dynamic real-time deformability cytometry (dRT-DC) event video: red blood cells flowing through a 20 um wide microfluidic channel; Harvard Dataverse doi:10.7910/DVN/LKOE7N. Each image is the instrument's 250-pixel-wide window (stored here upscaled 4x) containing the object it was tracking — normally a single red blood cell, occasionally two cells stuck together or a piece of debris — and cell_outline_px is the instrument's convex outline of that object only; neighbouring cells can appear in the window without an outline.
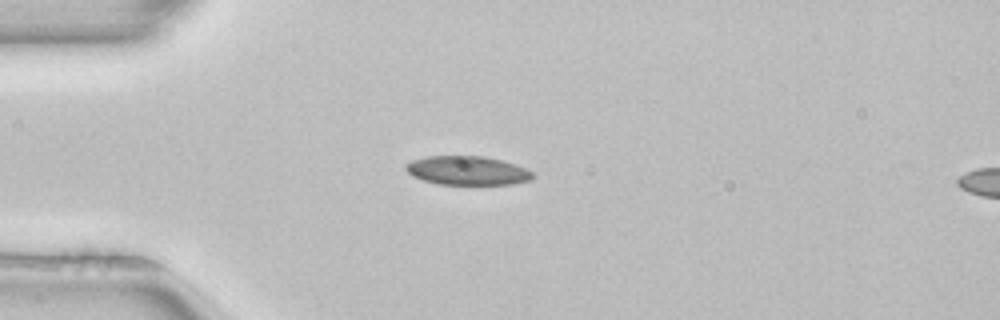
{"species": "common noctule bat (a hibernating species)", "species_latin": "Nyctalus noctula", "temperature_condition": "room temperature", "stored_images_in_passage": 39, "camera_frame_rate_fps": 3000, "um_per_image_px": 0.085, "animal": {"sex": "female", "body_mass_g": 22.7, "forearm_length_mm": 54.2}, "frame": {"image": 1, "passage_image": 1, "time_ms": 0.0, "image_size_px": [1000, 320], "cell_outline_px": [[536, 176], [532, 180], [512, 184], [436, 184], [412, 176], [404, 168], [404, 164], [412, 160], [428, 156], [484, 156], [500, 160], [524, 168], [532, 172]], "centroid_in_image_um": [39.7, 14.5], "position_along_channel_um": 45.3, "area_um2": 21.33}}
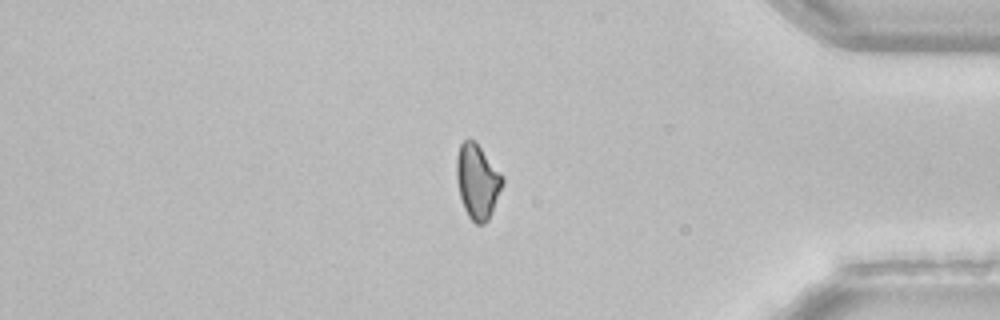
{"frame": {"image": 2, "passage_image": 31, "time_ms": 10.0, "image_size_px": [1000, 320], "cell_outline_px": [[504, 184], [492, 212], [488, 220], [484, 224], [476, 224], [468, 216], [464, 208], [460, 196], [456, 180], [456, 156], [460, 144], [468, 136], [476, 140], [504, 176]], "centroid_in_image_um": [40.59, 15.37], "position_along_channel_um": 394.6, "area_um2": 20.52}}
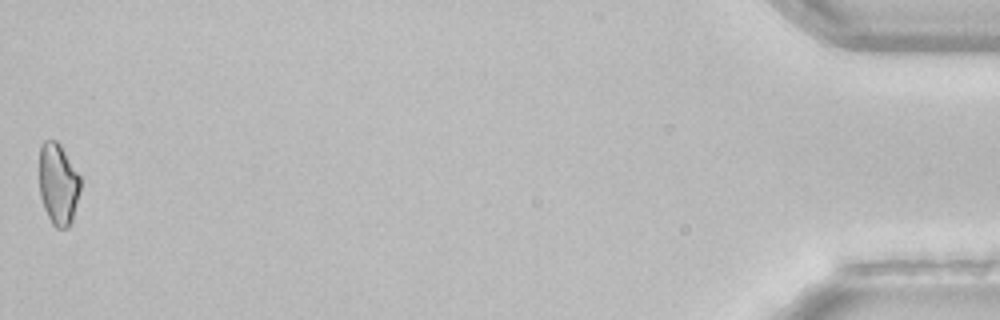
{"frame": {"image": 3, "passage_image": 39, "time_ms": 12.667, "image_size_px": [1000, 320], "cell_outline_px": [[80, 192], [72, 220], [68, 228], [56, 228], [52, 224], [44, 208], [40, 196], [40, 144], [44, 140], [56, 140], [60, 144], [80, 176]], "centroid_in_image_um": [4.95, 15.64], "position_along_channel_um": 430.3, "area_um2": 19.54}}